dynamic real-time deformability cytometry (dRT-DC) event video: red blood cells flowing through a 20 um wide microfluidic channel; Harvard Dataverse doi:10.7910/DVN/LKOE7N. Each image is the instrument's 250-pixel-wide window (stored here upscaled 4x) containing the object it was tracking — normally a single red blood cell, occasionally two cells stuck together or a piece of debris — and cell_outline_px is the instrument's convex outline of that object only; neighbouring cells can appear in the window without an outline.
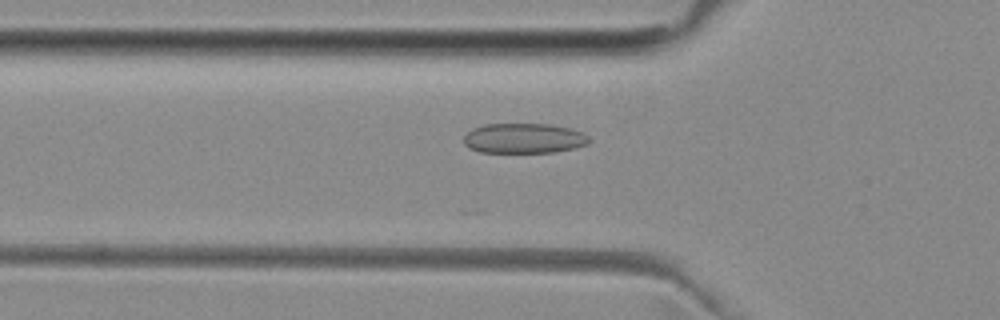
{"species": "common noctule bat (a hibernating species)", "species_latin": "Nyctalus noctula", "temperature_condition": "room temperature", "stored_images_in_passage": 17, "camera_frame_rate_fps": 3000, "um_per_image_px": 0.085, "animal": {"sex": "female", "body_mass_g": 29.2, "forearm_length_mm": 56.3}, "frame": {"image": 1, "passage_image": 7, "time_ms": 2.0, "image_size_px": [1000, 320], "cell_outline_px": [[592, 140], [588, 144], [576, 148], [552, 152], [480, 152], [468, 148], [464, 144], [464, 136], [472, 128], [484, 124], [552, 124], [572, 128], [588, 136]], "centroid_in_image_um": [44.54, 11.75], "position_along_channel_um": 81.3, "area_um2": 22.14}}
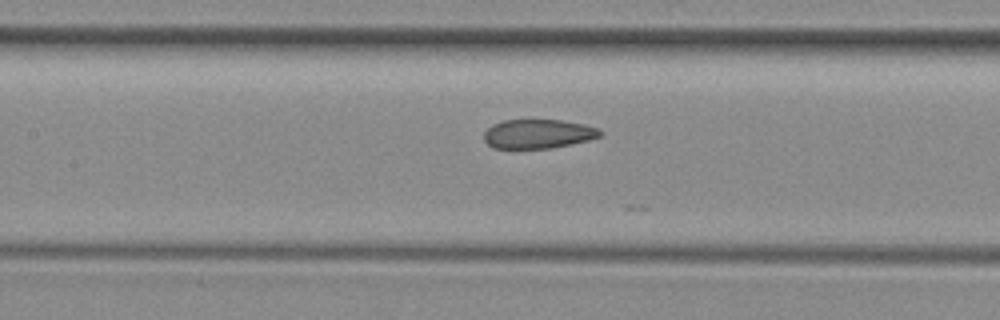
{"frame": {"image": 2, "passage_image": 13, "time_ms": 4.0, "image_size_px": [1000, 320], "cell_outline_px": [[604, 132], [600, 136], [588, 140], [548, 148], [492, 148], [484, 140], [484, 132], [492, 124], [504, 120], [560, 120], [584, 124], [600, 128]], "centroid_in_image_um": [45.74, 11.37], "position_along_channel_um": 161.7, "area_um2": 19.65}}
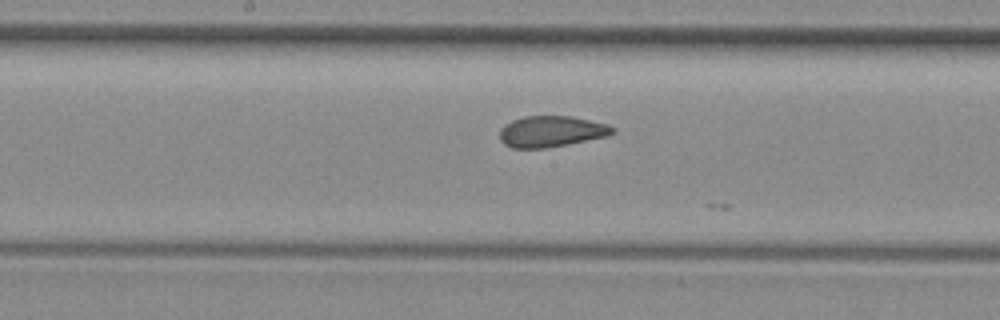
{"frame": {"image": 3, "passage_image": 16, "time_ms": 5.0, "image_size_px": [1000, 320], "cell_outline_px": [[616, 132], [608, 136], [568, 144], [544, 148], [512, 148], [504, 144], [500, 140], [500, 128], [504, 124], [512, 120], [524, 116], [572, 116], [608, 124], [616, 128]], "centroid_in_image_um": [46.87, 11.17], "position_along_channel_um": 201.3, "area_um2": 20.63}}